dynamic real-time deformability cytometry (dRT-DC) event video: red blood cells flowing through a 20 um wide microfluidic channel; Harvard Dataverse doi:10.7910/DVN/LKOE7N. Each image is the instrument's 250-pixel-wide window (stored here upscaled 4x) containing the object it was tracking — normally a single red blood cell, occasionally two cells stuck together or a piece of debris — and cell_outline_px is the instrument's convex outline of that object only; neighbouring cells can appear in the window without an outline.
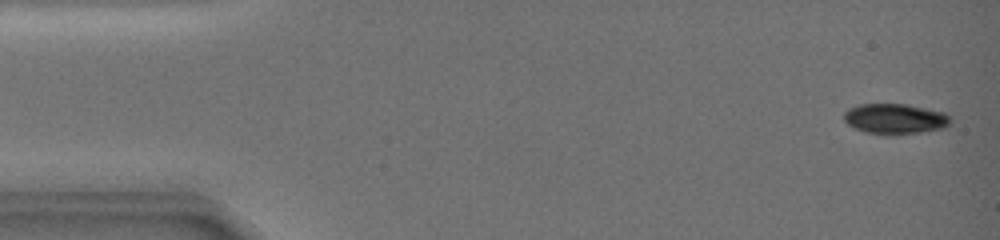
{"species": "common noctule bat (a hibernating species)", "species_latin": "Nyctalus noctula", "temperature_condition": "warm", "stored_images_in_passage": 15, "camera_frame_rate_fps": 3000, "um_per_image_px": 0.085, "animal": {"sex": "female", "body_mass_g": 19.0, "forearm_length_mm": 51.5}, "frame": {"image": 1, "passage_image": 1, "time_ms": 0.0, "image_size_px": [1000, 240], "cell_outline_px": [[948, 124], [944, 128], [920, 132], [864, 132], [848, 124], [844, 120], [844, 112], [848, 108], [860, 104], [908, 104], [944, 112], [948, 116]], "centroid_in_image_um": [76.05, 10.05], "position_along_channel_um": 9.0, "area_um2": 18.09}}
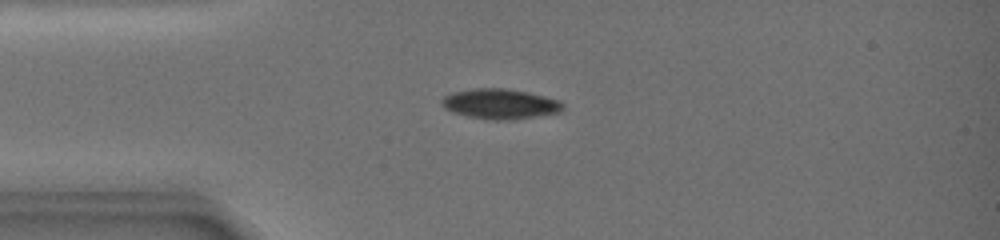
{"frame": {"image": 2, "passage_image": 12, "time_ms": 4.333, "image_size_px": [1000, 240], "cell_outline_px": [[564, 108], [560, 112], [512, 120], [488, 120], [468, 116], [452, 112], [444, 108], [440, 104], [440, 100], [444, 96], [452, 92], [472, 88], [508, 88], [528, 92], [560, 100], [564, 104]], "centroid_in_image_um": [42.49, 8.83], "position_along_channel_um": 42.5, "area_um2": 21.56}}